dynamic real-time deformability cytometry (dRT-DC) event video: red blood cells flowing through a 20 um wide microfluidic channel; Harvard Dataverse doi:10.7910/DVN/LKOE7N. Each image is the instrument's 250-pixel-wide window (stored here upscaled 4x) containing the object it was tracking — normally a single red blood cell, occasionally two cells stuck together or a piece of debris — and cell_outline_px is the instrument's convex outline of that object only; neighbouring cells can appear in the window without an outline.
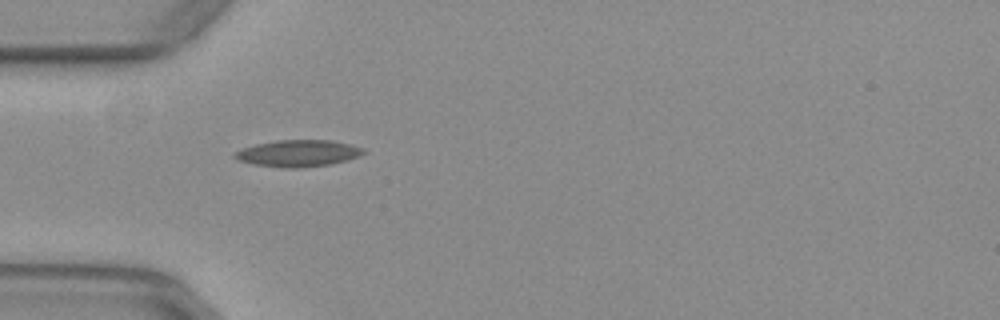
{"species": "common noctule bat (a hibernating species)", "species_latin": "Nyctalus noctula", "temperature_condition": "warm", "stored_images_in_passage": 30, "camera_frame_rate_fps": 3000, "um_per_image_px": 0.085, "animal": {"sex": "female", "body_mass_g": 29.2, "forearm_length_mm": 56.3}, "frame": {"image": 1, "passage_image": 1, "time_ms": 0.0, "image_size_px": [1000, 320], "cell_outline_px": [[364, 152], [356, 156], [344, 160], [328, 164], [296, 168], [284, 168], [252, 164], [240, 160], [232, 156], [236, 152], [244, 148], [256, 144], [276, 140], [332, 140], [364, 148]], "centroid_in_image_um": [25.3, 13.02], "position_along_channel_um": 59.7, "area_um2": 19.59}}
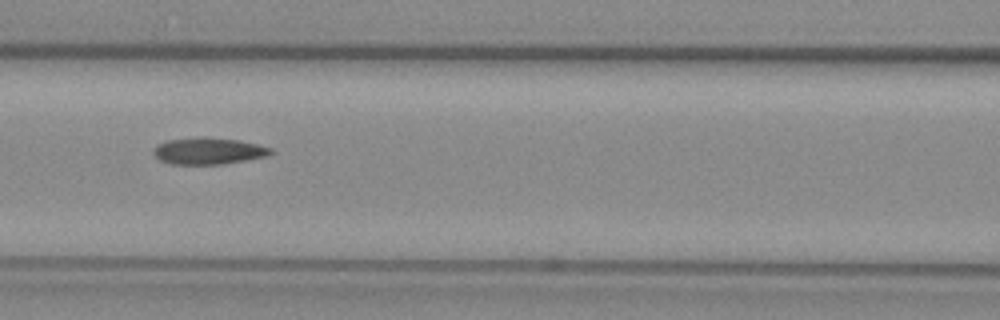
{"frame": {"image": 2, "passage_image": 8, "time_ms": 2.333, "image_size_px": [1000, 320], "cell_outline_px": [[276, 152], [268, 156], [220, 164], [172, 164], [160, 160], [152, 152], [160, 144], [168, 140], [200, 136], [204, 136], [240, 140], [272, 148]], "centroid_in_image_um": [17.77, 12.82], "position_along_channel_um": 148.8, "area_um2": 18.21}}
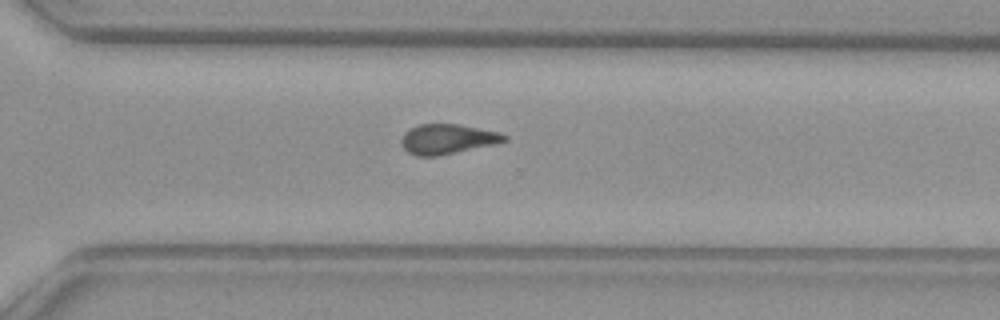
{"frame": {"image": 3, "passage_image": 22, "time_ms": 7.0, "image_size_px": [1000, 320], "cell_outline_px": [[508, 140], [492, 144], [456, 152], [436, 156], [416, 156], [408, 152], [404, 148], [400, 140], [404, 132], [408, 128], [420, 124], [456, 124], [500, 132], [508, 136]], "centroid_in_image_um": [37.99, 11.81], "position_along_channel_um": 332.6, "area_um2": 17.8}, "authors_computed_cell_mechanics": {"area_um2": 18.1492, "velocity_mm_per_s": 3.9599, "shape_relaxation_time_tau1_ms": null, "shape_relaxation_time_tau2_ms": 4.0801, "deformation_change_tau1": null, "deformation_change_tau2": 0.1333}}